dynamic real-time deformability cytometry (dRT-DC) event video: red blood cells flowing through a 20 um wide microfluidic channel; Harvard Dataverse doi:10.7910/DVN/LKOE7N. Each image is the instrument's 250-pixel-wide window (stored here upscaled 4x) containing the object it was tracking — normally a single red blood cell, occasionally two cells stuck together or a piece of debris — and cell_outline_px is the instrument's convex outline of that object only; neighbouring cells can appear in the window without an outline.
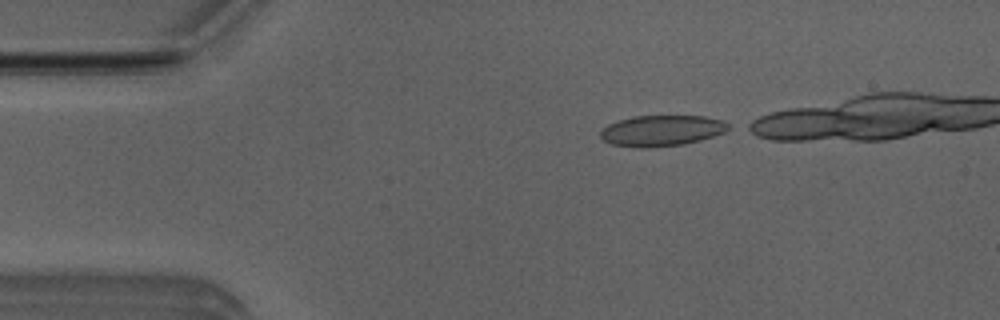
{"species": "Egyptian fruit bat (a non-hibernating species)", "species_latin": "Rousettus aegyptiacus", "temperature_condition": "room temperature", "stored_images_in_passage": 7, "camera_frame_rate_fps": 3000, "um_per_image_px": 0.085, "animal": {"sex": "male"}, "frame": {"image": 1, "passage_image": 1, "time_ms": 0.0, "image_size_px": [1000, 320], "cell_outline_px": [[732, 128], [724, 132], [700, 140], [684, 144], [648, 148], [640, 148], [612, 144], [604, 140], [600, 136], [600, 132], [608, 124], [632, 116], [704, 116], [724, 120], [732, 124]], "centroid_in_image_um": [56.29, 11.1], "position_along_channel_um": 28.7, "area_um2": 23.12}}